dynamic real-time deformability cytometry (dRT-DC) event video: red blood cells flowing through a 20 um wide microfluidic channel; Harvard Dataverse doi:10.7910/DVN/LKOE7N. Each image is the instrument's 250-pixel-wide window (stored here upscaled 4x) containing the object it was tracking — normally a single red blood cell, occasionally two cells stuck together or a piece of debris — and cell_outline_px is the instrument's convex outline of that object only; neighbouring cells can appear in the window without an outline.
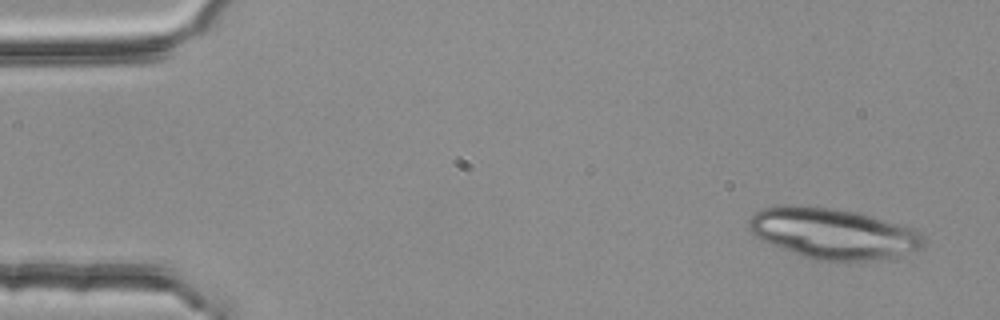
{"species": "common noctule bat (a hibernating species)", "species_latin": "Nyctalus noctula", "temperature_condition": "room temperature", "stored_images_in_passage": 4, "camera_frame_rate_fps": 3000, "um_per_image_px": 0.085, "animal": {"sex": "female", "body_mass_g": 25.1}, "frame": {"image": 1, "passage_image": 1, "time_ms": 0.0, "image_size_px": [1000, 320], "cell_outline_px": [[924, 244], [920, 248], [888, 260], [812, 260], [800, 256], [764, 240], [756, 236], [748, 228], [748, 220], [756, 212], [764, 208], [784, 204], [792, 204], [832, 208], [860, 212], [912, 228], [920, 232], [924, 236]], "centroid_in_image_um": [70.83, 19.84], "position_along_channel_um": 14.2, "area_um2": 51.73}}